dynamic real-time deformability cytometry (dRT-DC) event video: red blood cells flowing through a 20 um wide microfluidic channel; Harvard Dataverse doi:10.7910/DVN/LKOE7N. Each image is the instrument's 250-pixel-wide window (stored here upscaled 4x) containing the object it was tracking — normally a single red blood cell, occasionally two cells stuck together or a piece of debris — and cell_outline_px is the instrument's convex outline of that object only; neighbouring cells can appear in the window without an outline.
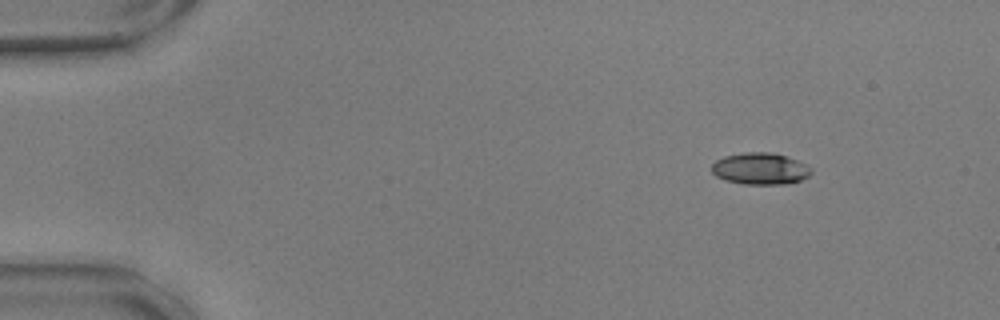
{"species": "common noctule bat (a hibernating species)", "species_latin": "Nyctalus noctula", "temperature_condition": "warm", "stored_images_in_passage": 50, "camera_frame_rate_fps": 3000, "um_per_image_px": 0.085, "animal": {"sex": "male", "body_mass_g": 17.9, "forearm_length_mm": 54.2}, "frame": {"image": 1, "passage_image": 1, "time_ms": 0.0, "image_size_px": [1000, 320], "cell_outline_px": [[812, 172], [808, 176], [800, 180], [788, 184], [744, 184], [724, 180], [716, 176], [712, 172], [712, 164], [716, 160], [724, 156], [744, 152], [772, 152], [808, 164], [812, 168]], "centroid_in_image_um": [64.62, 14.34], "position_along_channel_um": 20.4, "area_um2": 18.5}}
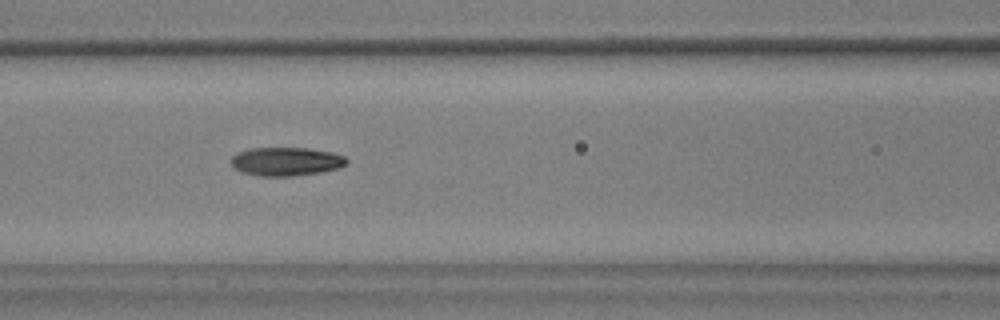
{"frame": {"image": 2, "passage_image": 19, "time_ms": 6.0, "image_size_px": [1000, 320], "cell_outline_px": [[348, 164], [340, 168], [320, 172], [292, 176], [260, 176], [244, 172], [236, 168], [232, 164], [232, 156], [240, 152], [252, 148], [308, 148], [332, 152], [344, 156], [348, 160]], "centroid_in_image_um": [24.39, 13.72], "position_along_channel_um": 142.2, "area_um2": 19.07}}
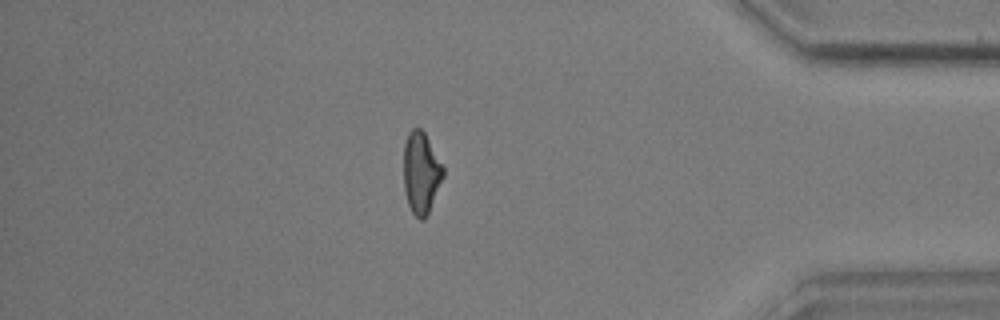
{"frame": {"image": 3, "passage_image": 43, "time_ms": 14.0, "image_size_px": [1000, 320], "cell_outline_px": [[444, 176], [428, 212], [424, 220], [420, 220], [412, 212], [408, 204], [404, 188], [404, 144], [408, 132], [412, 128], [420, 128], [424, 132], [444, 168]], "centroid_in_image_um": [35.78, 14.68], "position_along_channel_um": 399.4, "area_um2": 18.61}, "authors_computed_cell_mechanics": {"area_um2": 18.9006, "velocity_mm_per_s": 3.6057, "shape_relaxation_time_tau1_ms": 5.5469, "shape_relaxation_time_tau2_ms": 2.7298, "deformation_change_tau1": 0.1936, "deformation_change_tau2": 0.0929}}